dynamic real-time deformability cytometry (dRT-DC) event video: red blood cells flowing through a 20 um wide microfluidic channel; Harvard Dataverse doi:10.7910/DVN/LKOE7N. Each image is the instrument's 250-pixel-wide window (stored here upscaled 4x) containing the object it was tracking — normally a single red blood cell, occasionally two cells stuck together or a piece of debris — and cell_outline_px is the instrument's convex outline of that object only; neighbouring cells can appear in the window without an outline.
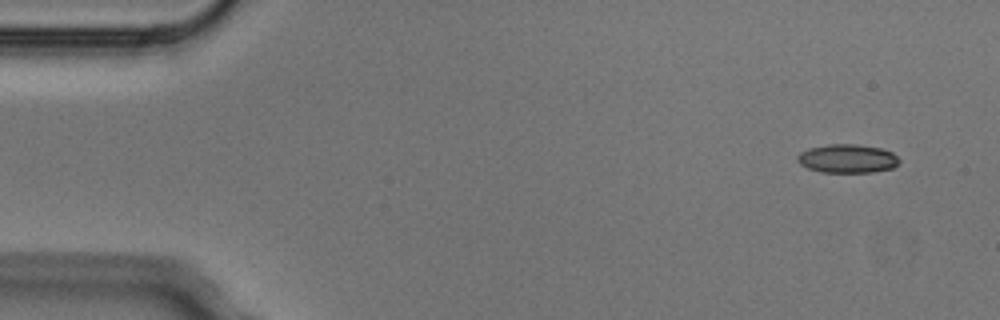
{"species": "Egyptian fruit bat (a non-hibernating species)", "species_latin": "Rousettus aegyptiacus", "temperature_condition": "cold", "stored_images_in_passage": 4, "camera_frame_rate_fps": 3000, "um_per_image_px": 0.085, "animal": {"sex": "male"}, "frame": {"image": 1, "passage_image": 1, "time_ms": 0.0, "image_size_px": [1000, 320], "cell_outline_px": [[900, 160], [892, 168], [872, 172], [820, 172], [808, 168], [800, 164], [796, 160], [796, 156], [800, 152], [808, 148], [828, 144], [856, 144], [880, 148], [892, 152]], "centroid_in_image_um": [71.98, 13.47], "position_along_channel_um": 13.0, "area_um2": 16.99}}